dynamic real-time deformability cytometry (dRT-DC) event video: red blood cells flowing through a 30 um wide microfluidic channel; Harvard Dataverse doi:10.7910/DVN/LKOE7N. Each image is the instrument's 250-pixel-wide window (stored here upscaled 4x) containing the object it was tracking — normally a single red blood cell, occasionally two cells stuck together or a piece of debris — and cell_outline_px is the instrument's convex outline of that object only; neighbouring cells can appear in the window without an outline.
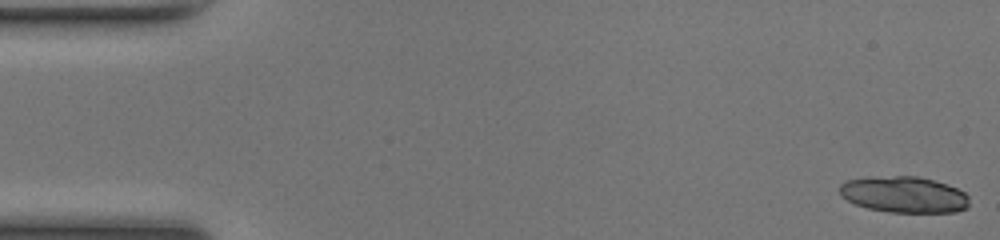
{"species": "common noctule bat (a hibernating species)", "species_latin": "Nyctalus noctula", "temperature_condition": "room temperature", "stored_images_in_passage": 22, "camera_frame_rate_fps": 3000, "um_per_image_px": 0.085, "animal": {"sex": "female", "body_mass_g": 17.0, "forearm_length_mm": 48.0}, "frame": {"image": 1, "passage_image": 1, "time_ms": 0.0, "image_size_px": [1000, 240], "cell_outline_px": [[968, 208], [956, 212], [888, 212], [868, 208], [856, 204], [840, 196], [840, 184], [848, 180], [896, 176], [916, 176], [932, 180], [956, 188], [964, 192], [968, 196]], "centroid_in_image_um": [76.86, 16.56], "position_along_channel_um": 8.1, "area_um2": 26.93}}
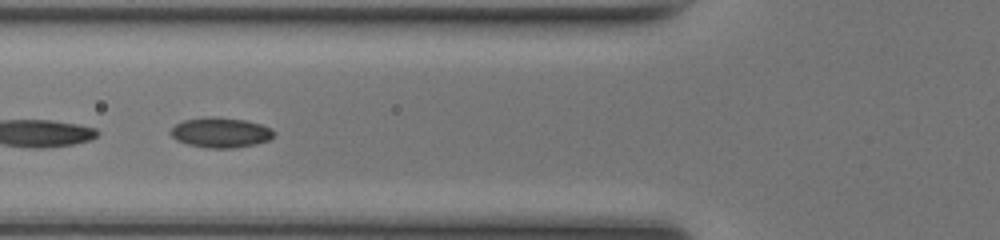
{"frame": {"image": 2, "passage_image": 19, "time_ms": 6.0, "image_size_px": [1000, 240], "cell_outline_px": [[276, 136], [268, 140], [256, 144], [232, 148], [208, 148], [188, 144], [176, 140], [168, 132], [176, 124], [184, 120], [212, 116], [244, 120], [260, 124], [272, 128], [276, 132]], "centroid_in_image_um": [18.78, 11.27], "position_along_channel_um": 107.0, "area_um2": 18.15}}